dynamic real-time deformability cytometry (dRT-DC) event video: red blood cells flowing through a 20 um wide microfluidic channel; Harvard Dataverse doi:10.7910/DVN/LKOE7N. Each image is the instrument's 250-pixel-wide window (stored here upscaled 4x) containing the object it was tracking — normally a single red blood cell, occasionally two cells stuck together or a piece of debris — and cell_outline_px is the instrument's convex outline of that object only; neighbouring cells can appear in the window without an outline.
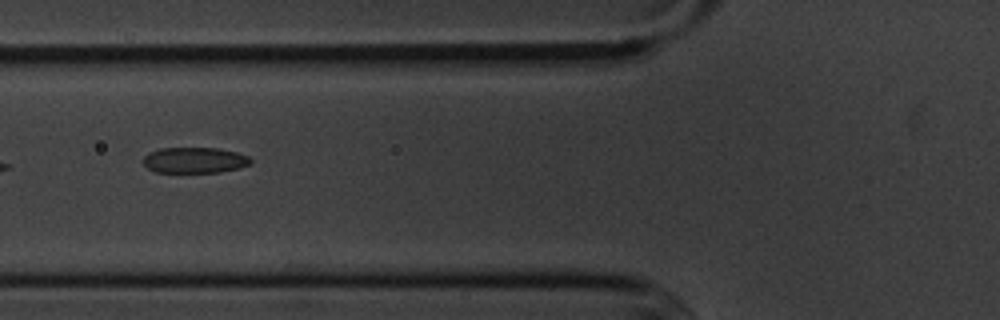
{"species": "common noctule bat (a hibernating species)", "species_latin": "Nyctalus noctula", "temperature_condition": "cold", "stored_images_in_passage": 23, "camera_frame_rate_fps": 3000, "um_per_image_px": 0.085, "animal": {"sex": "male", "body_mass_g": 20.1, "forearm_length_mm": 53.5}, "frame": {"image": 1, "passage_image": 4, "time_ms": 1.0, "image_size_px": [1000, 320], "cell_outline_px": [[252, 160], [248, 164], [240, 168], [220, 172], [156, 172], [148, 168], [144, 164], [144, 156], [148, 152], [160, 148], [216, 148], [236, 152], [248, 156]], "centroid_in_image_um": [16.53, 13.61], "position_along_channel_um": 109.3, "area_um2": 16.07}}
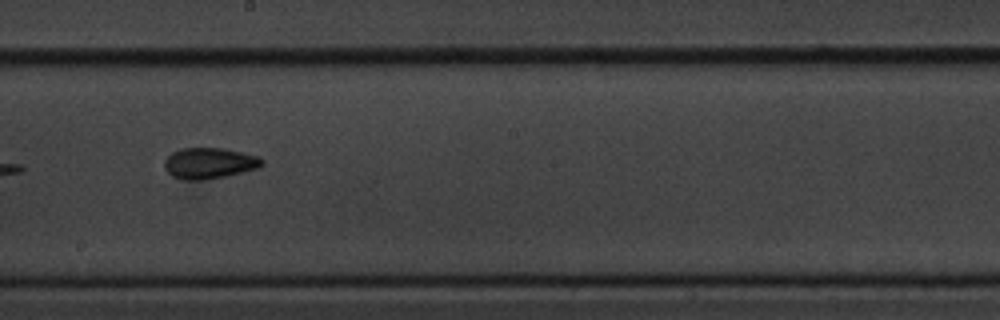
{"frame": {"image": 2, "passage_image": 14, "time_ms": 4.333, "image_size_px": [1000, 320], "cell_outline_px": [[264, 164], [256, 168], [224, 176], [204, 180], [184, 180], [172, 176], [164, 168], [164, 160], [172, 152], [180, 148], [224, 148], [260, 156], [264, 160]], "centroid_in_image_um": [17.77, 13.86], "position_along_channel_um": 230.4, "area_um2": 17.63}}
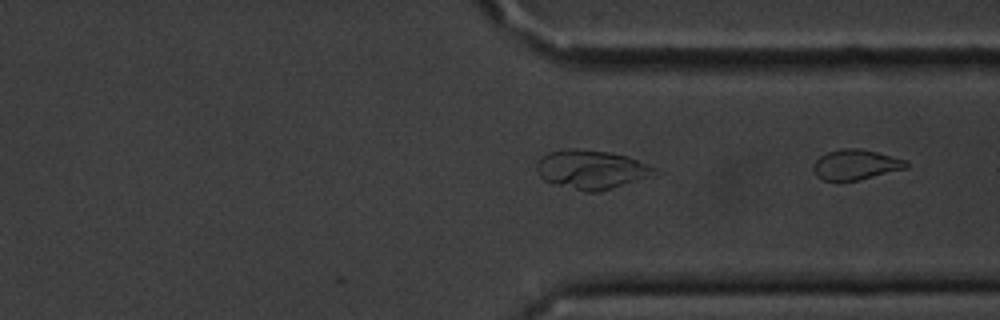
{"frame": {"image": 3, "passage_image": 23, "time_ms": 7.333, "image_size_px": [1000, 320], "cell_outline_px": [[908, 168], [856, 180], [824, 180], [816, 176], [812, 168], [816, 160], [820, 156], [828, 152], [840, 148], [860, 148], [876, 152], [904, 160], [908, 164]], "centroid_in_image_um": [72.7, 13.98], "position_along_channel_um": 338.7, "area_um2": 16.07}}